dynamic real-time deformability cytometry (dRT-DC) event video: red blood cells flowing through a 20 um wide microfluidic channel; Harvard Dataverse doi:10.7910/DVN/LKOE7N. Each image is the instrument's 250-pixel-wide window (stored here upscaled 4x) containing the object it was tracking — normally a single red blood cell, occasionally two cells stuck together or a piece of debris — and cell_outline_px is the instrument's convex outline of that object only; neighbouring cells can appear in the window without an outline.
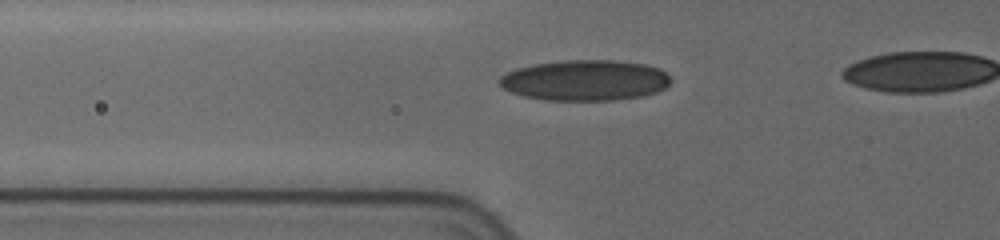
{"species": "human", "species_latin": "Homo sapiens", "temperature_condition": "cold", "stored_images_in_passage": 13, "camera_frame_rate_fps": 3000, "um_per_image_px": 0.085, "donor": {"sex": "female"}, "frame": {"image": 1, "passage_image": 11, "time_ms": 4.667, "image_size_px": [1000, 240], "cell_outline_px": [[672, 80], [664, 88], [656, 92], [640, 96], [612, 100], [544, 100], [524, 96], [512, 92], [504, 88], [500, 84], [500, 76], [516, 68], [532, 64], [560, 60], [616, 60], [644, 64], [660, 68], [668, 72]], "centroid_in_image_um": [49.75, 6.81], "position_along_channel_um": 76.1, "area_um2": 40.69}}